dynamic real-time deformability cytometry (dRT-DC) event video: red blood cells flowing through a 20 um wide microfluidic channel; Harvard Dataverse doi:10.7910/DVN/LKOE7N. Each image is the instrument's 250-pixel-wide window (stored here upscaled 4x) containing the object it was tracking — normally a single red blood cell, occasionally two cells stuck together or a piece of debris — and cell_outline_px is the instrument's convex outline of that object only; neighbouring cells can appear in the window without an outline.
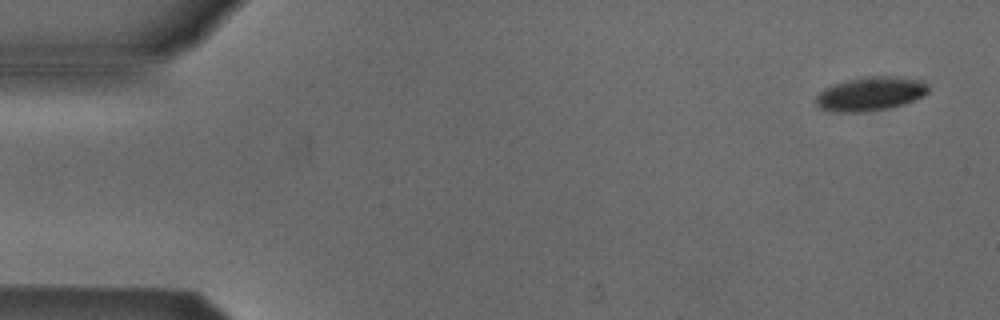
{"species": "Egyptian fruit bat (a non-hibernating species)", "species_latin": "Rousettus aegyptiacus", "temperature_condition": "cold", "stored_images_in_passage": 4, "segment_of_instrument_passage": [2, 2], "camera_frame_rate_fps": 3000, "um_per_image_px": 0.085, "animal": {"sex": "male"}, "frame": {"image": 1, "passage_image": 4, "time_ms": 1.0, "image_size_px": [1000, 320], "cell_outline_px": [[928, 92], [924, 96], [904, 104], [888, 108], [864, 112], [832, 112], [820, 108], [816, 104], [816, 96], [824, 88], [832, 84], [848, 80], [872, 76], [896, 76], [924, 80], [928, 84]], "centroid_in_image_um": [74.01, 7.97], "position_along_channel_um": 11.0, "area_um2": 22.37}}